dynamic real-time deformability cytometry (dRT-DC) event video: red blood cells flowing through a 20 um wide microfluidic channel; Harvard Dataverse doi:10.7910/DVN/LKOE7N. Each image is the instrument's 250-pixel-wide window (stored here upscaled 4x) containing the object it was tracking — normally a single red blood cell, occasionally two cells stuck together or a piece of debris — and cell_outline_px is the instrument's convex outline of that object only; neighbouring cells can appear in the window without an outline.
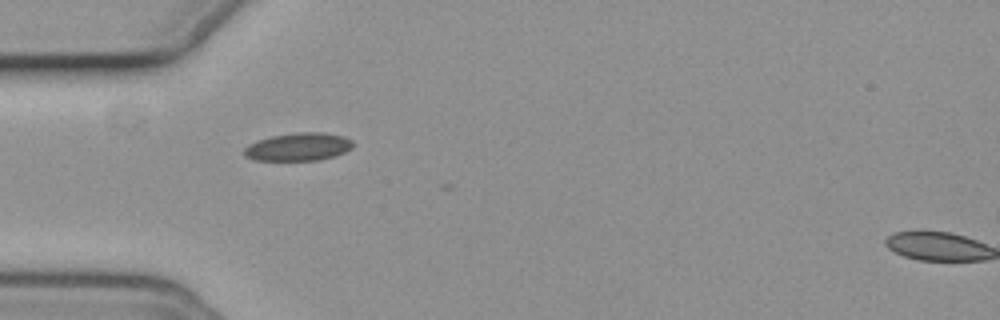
{"species": "common noctule bat (a hibernating species)", "species_latin": "Nyctalus noctula", "temperature_condition": "cold", "stored_images_in_passage": 3, "camera_frame_rate_fps": 3000, "um_per_image_px": 0.085, "animal": {"sex": "female", "body_mass_g": 19.3, "forearm_length_mm": 54.1}, "frame": {"image": 1, "passage_image": 1, "time_ms": 0.0, "image_size_px": [1000, 320], "cell_outline_px": [[352, 148], [344, 152], [320, 160], [252, 160], [244, 156], [244, 148], [248, 144], [256, 140], [272, 136], [296, 132], [324, 132], [344, 136], [352, 140]], "centroid_in_image_um": [25.33, 12.47], "position_along_channel_um": 59.7, "area_um2": 17.8}}